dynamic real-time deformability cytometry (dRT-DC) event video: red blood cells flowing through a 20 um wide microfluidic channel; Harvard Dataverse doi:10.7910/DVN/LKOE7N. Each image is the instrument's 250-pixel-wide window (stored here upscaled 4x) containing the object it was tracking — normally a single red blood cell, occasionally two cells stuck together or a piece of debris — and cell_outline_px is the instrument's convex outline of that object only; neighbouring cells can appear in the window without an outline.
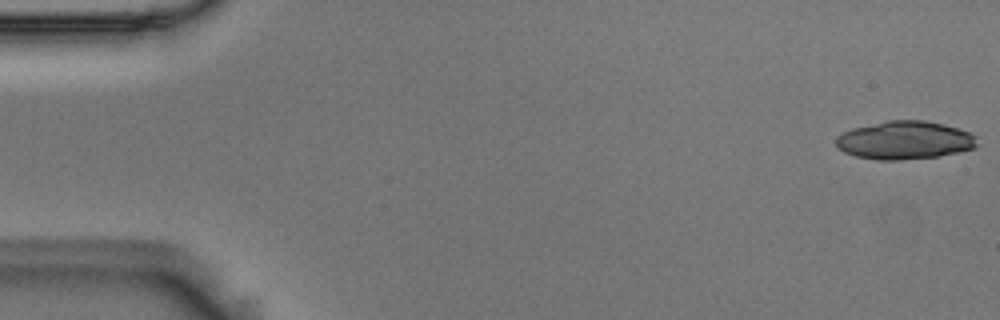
{"species": "Egyptian fruit bat (a non-hibernating species)", "species_latin": "Rousettus aegyptiacus", "temperature_condition": "room temperature", "stored_images_in_passage": 54, "camera_frame_rate_fps": 3000, "um_per_image_px": 0.085, "animal": {"sex": "male"}, "frame": {"image": 1, "passage_image": 1, "time_ms": 0.0, "image_size_px": [1000, 320], "cell_outline_px": [[980, 144], [976, 148], [960, 152], [936, 156], [900, 160], [880, 160], [856, 156], [844, 152], [836, 148], [836, 136], [852, 128], [888, 120], [924, 120], [944, 124], [968, 132], [976, 136]], "centroid_in_image_um": [76.91, 11.92], "position_along_channel_um": 8.1, "area_um2": 31.56}}